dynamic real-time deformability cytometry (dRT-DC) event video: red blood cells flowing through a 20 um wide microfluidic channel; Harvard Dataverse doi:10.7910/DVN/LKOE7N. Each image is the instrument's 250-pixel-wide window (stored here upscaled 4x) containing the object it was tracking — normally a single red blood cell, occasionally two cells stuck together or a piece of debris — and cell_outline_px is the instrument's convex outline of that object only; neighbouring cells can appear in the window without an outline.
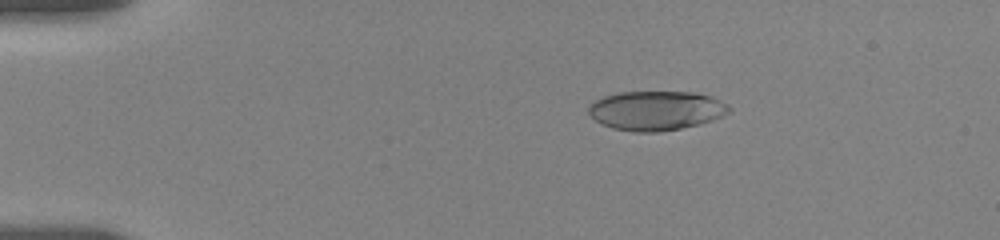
{"species": "human", "species_latin": "Homo sapiens", "temperature_condition": "room temperature", "stored_images_in_passage": 22, "camera_frame_rate_fps": 3000, "um_per_image_px": 0.085, "donor": {"sex": "female"}, "frame": {"image": 1, "passage_image": 10, "time_ms": 3.0, "image_size_px": [1000, 240], "cell_outline_px": [[732, 108], [728, 112], [712, 120], [700, 124], [660, 132], [632, 132], [612, 128], [596, 120], [588, 112], [588, 108], [596, 100], [604, 96], [620, 92], [696, 92], [712, 96], [728, 104]], "centroid_in_image_um": [55.79, 9.39], "position_along_channel_um": 29.2, "area_um2": 32.14}}
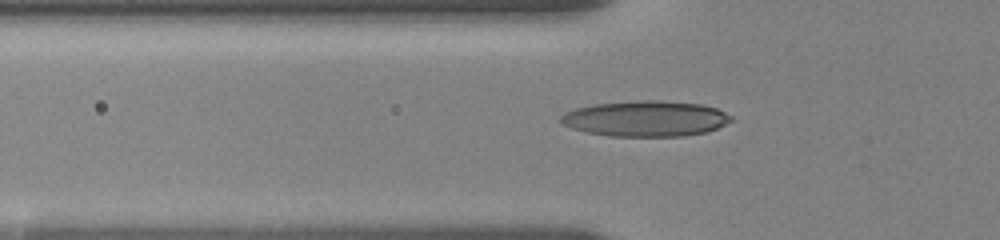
{"frame": {"image": 2, "passage_image": 19, "time_ms": 6.0, "image_size_px": [1000, 240], "cell_outline_px": [[732, 120], [716, 128], [704, 132], [684, 136], [608, 136], [588, 132], [572, 128], [560, 124], [560, 116], [564, 112], [576, 108], [596, 104], [640, 100], [660, 100], [700, 104], [716, 108], [732, 116]], "centroid_in_image_um": [54.84, 10.08], "position_along_channel_um": 71.0, "area_um2": 35.26}}
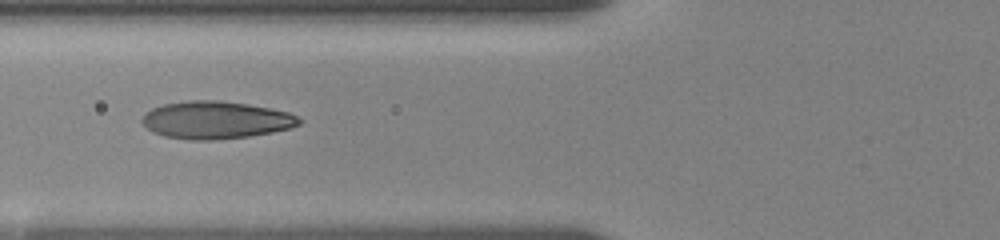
{"frame": {"image": 3, "passage_image": 22, "time_ms": 7.0, "image_size_px": [1000, 240], "cell_outline_px": [[304, 120], [300, 124], [288, 128], [272, 132], [248, 136], [212, 140], [188, 140], [164, 136], [152, 132], [140, 120], [144, 112], [152, 108], [164, 104], [188, 100], [216, 100], [248, 104], [288, 112]], "centroid_in_image_um": [18.3, 10.2], "position_along_channel_um": 107.5, "area_um2": 34.33}}